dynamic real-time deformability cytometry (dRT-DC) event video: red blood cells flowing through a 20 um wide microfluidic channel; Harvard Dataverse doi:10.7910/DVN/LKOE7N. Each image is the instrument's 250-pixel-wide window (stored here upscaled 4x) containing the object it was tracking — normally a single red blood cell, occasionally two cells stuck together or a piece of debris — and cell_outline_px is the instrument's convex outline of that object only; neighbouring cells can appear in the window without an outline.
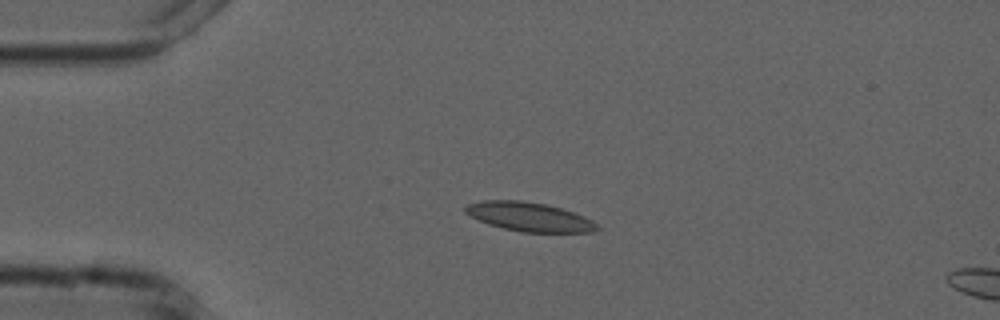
{"species": "common noctule bat (a hibernating species)", "species_latin": "Nyctalus noctula", "temperature_condition": "cold", "stored_images_in_passage": 4, "camera_frame_rate_fps": 3000, "um_per_image_px": 0.085, "animal": {"sex": "male", "forearm_length_mm": 52.5}, "frame": {"image": 1, "passage_image": 3, "time_ms": 2.333, "image_size_px": [1000, 320], "cell_outline_px": [[600, 228], [596, 232], [520, 232], [488, 224], [464, 212], [464, 208], [468, 204], [480, 200], [520, 200], [544, 204], [560, 208], [584, 216], [592, 220]], "centroid_in_image_um": [44.99, 18.43], "position_along_channel_um": 40.0, "area_um2": 22.14}}